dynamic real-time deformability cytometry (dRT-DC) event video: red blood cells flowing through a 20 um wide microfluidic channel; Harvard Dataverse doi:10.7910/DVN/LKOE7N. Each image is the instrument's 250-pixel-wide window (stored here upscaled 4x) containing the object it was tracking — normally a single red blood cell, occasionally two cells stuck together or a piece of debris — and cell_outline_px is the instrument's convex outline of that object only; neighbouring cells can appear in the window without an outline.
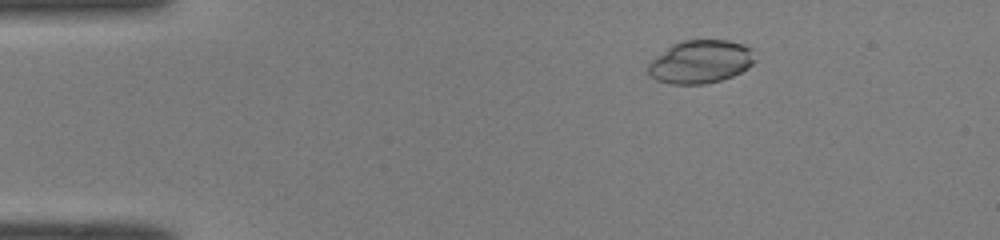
{"species": "common noctule bat (a hibernating species)", "species_latin": "Nyctalus noctula", "temperature_condition": "room temperature", "stored_images_in_passage": 51, "camera_frame_rate_fps": 3000, "um_per_image_px": 0.085, "animal": {"sex": "male", "body_mass_g": 19.0, "forearm_length_mm": 50.8}, "frame": {"image": 1, "passage_image": 9, "time_ms": 2.667, "image_size_px": [1000, 240], "cell_outline_px": [[756, 60], [748, 68], [732, 76], [720, 80], [704, 84], [668, 84], [656, 80], [648, 72], [648, 64], [656, 56], [672, 44], [684, 40], [728, 40], [744, 44], [748, 48]], "centroid_in_image_um": [59.52, 5.25], "position_along_channel_um": 25.5, "area_um2": 26.7}}
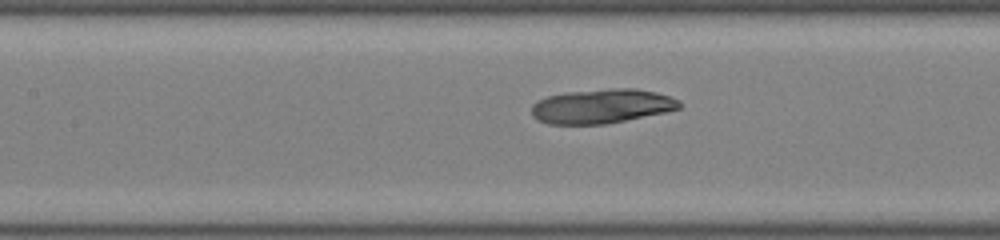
{"frame": {"image": 2, "passage_image": 24, "time_ms": 7.667, "image_size_px": [1000, 240], "cell_outline_px": [[680, 108], [664, 112], [608, 124], [548, 124], [536, 120], [532, 116], [532, 104], [548, 96], [564, 92], [612, 88], [636, 88], [656, 92], [680, 100]], "centroid_in_image_um": [51.13, 9.02], "position_along_channel_um": 156.3, "area_um2": 29.65}}
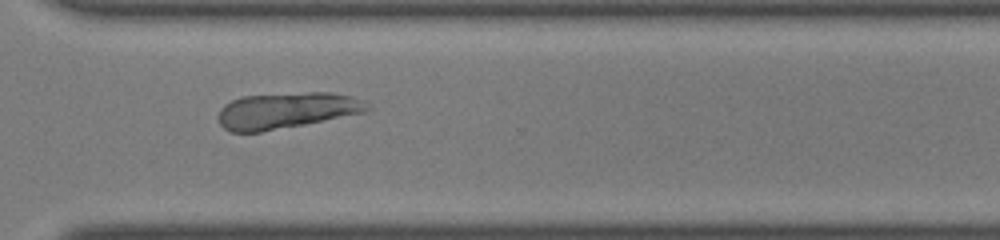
{"frame": {"image": 3, "passage_image": 38, "time_ms": 12.333, "image_size_px": [1000, 240], "cell_outline_px": [[372, 108], [364, 112], [304, 124], [260, 132], [232, 132], [224, 128], [220, 124], [220, 108], [224, 104], [232, 100], [244, 96], [308, 92], [332, 92], [364, 100]], "centroid_in_image_um": [24.35, 9.38], "position_along_channel_um": 346.2, "area_um2": 30.98}, "authors_computed_cell_mechanics": {"area_um2": 29.4202, "velocity_mm_per_s": 4.0712, "shape_relaxation_time_tau1_ms": null, "shape_relaxation_time_tau2_ms": 2.4373, "deformation_change_tau1": null, "deformation_change_tau2": 0.1068}}